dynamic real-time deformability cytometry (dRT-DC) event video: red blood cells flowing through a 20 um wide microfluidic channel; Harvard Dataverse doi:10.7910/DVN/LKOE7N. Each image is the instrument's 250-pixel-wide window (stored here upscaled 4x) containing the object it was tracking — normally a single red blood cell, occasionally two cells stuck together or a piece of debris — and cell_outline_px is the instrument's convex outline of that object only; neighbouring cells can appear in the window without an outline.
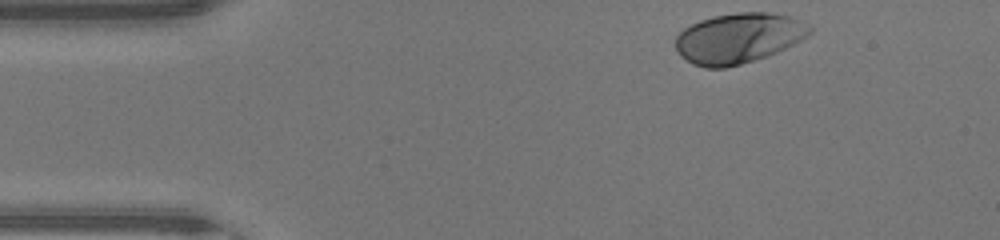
{"species": "human", "species_latin": "Homo sapiens", "temperature_condition": "warm", "stored_images_in_passage": 34, "camera_frame_rate_fps": 3000, "um_per_image_px": 0.085, "donor": {"sex": "male"}, "frame": {"image": 1, "passage_image": 1, "time_ms": 0.0, "image_size_px": [1000, 240], "cell_outline_px": [[812, 32], [808, 36], [768, 56], [740, 64], [724, 68], [704, 68], [692, 64], [680, 56], [676, 48], [676, 36], [684, 28], [700, 20], [712, 16], [736, 12], [768, 12], [792, 16], [812, 24]], "centroid_in_image_um": [62.79, 3.23], "position_along_channel_um": 22.2, "area_um2": 39.59}}
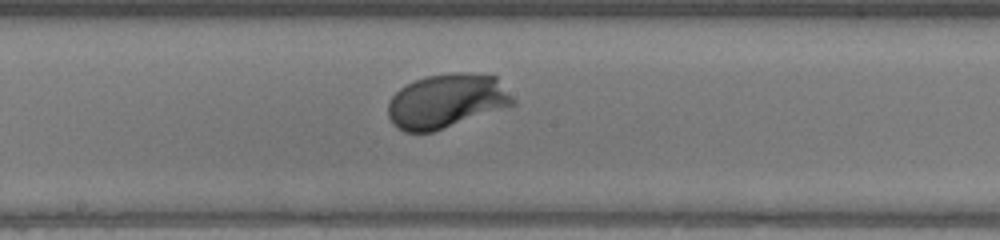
{"frame": {"image": 2, "passage_image": 19, "time_ms": 6.0, "image_size_px": [1000, 240], "cell_outline_px": [[516, 104], [432, 132], [404, 132], [396, 128], [392, 124], [388, 116], [388, 100], [400, 88], [424, 76], [448, 72], [464, 72], [496, 76], [516, 100]], "centroid_in_image_um": [37.94, 8.58], "position_along_channel_um": 210.3, "area_um2": 39.59}}
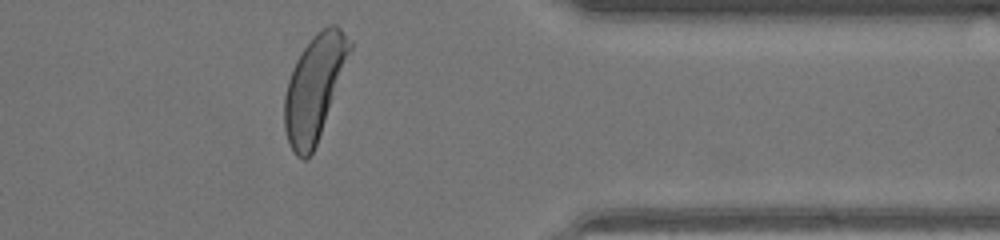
{"frame": {"image": 3, "passage_image": 32, "time_ms": 10.333, "image_size_px": [1000, 240], "cell_outline_px": [[352, 48], [316, 144], [312, 152], [304, 160], [296, 156], [288, 140], [284, 128], [284, 96], [288, 80], [292, 68], [296, 60], [312, 36], [316, 32], [328, 24], [336, 24], [352, 40]], "centroid_in_image_um": [26.71, 7.4], "position_along_channel_um": 384.7, "area_um2": 39.25}, "authors_computed_cell_mechanics": {"area_um2": 38.6104, "velocity_mm_per_s": 4.425, "shape_relaxation_time_tau1_ms": 1.3168, "shape_relaxation_time_tau2_ms": null, "deformation_change_tau1": 0.1509, "deformation_change_tau2": null}}